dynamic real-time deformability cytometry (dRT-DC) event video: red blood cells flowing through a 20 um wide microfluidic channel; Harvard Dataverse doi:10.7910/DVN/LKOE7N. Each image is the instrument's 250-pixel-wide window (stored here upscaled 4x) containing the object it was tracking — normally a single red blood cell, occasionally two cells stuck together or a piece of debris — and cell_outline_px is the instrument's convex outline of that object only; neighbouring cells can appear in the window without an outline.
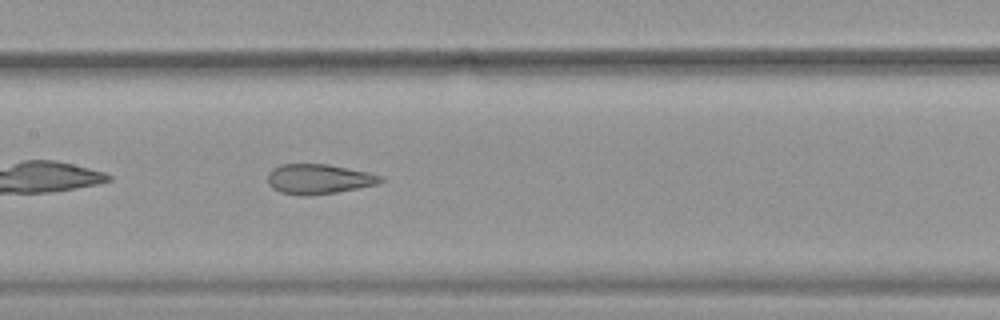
{"species": "common noctule bat (a hibernating species)", "species_latin": "Nyctalus noctula", "temperature_condition": "warm", "stored_images_in_passage": 33, "camera_frame_rate_fps": 3000, "um_per_image_px": 0.085, "animal": {"sex": "female", "body_mass_g": 19.9}, "frame": {"image": 1, "passage_image": 10, "time_ms": 3.0, "image_size_px": [1000, 320], "cell_outline_px": [[384, 180], [380, 184], [336, 192], [308, 196], [300, 196], [280, 192], [272, 188], [268, 184], [268, 172], [272, 168], [280, 164], [328, 164], [368, 172], [384, 176]], "centroid_in_image_um": [27.09, 15.22], "position_along_channel_um": 180.3, "area_um2": 19.94}}
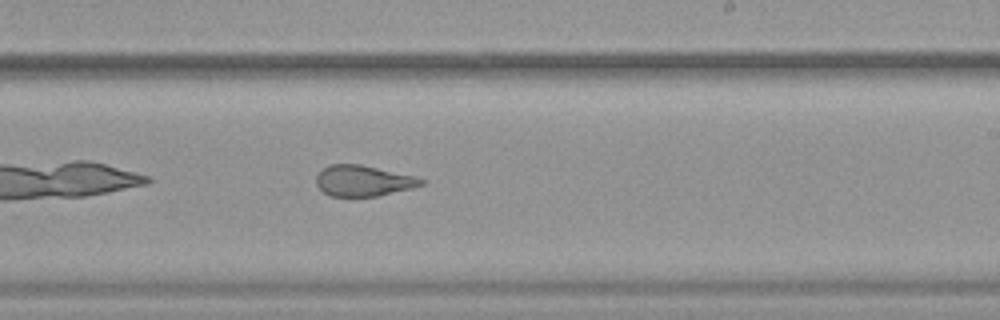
{"frame": {"image": 2, "passage_image": 16, "time_ms": 5.0, "image_size_px": [1000, 320], "cell_outline_px": [[424, 184], [412, 188], [376, 196], [332, 196], [324, 192], [316, 184], [316, 176], [328, 164], [360, 164], [412, 176], [424, 180]], "centroid_in_image_um": [30.84, 15.36], "position_along_channel_um": 258.2, "area_um2": 18.5}}
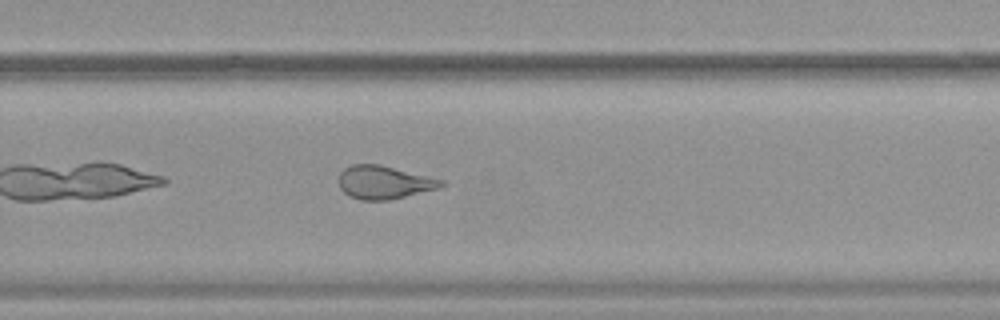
{"frame": {"image": 3, "passage_image": 19, "time_ms": 6.0, "image_size_px": [1000, 320], "cell_outline_px": [[448, 184], [440, 188], [388, 200], [360, 200], [348, 196], [340, 188], [340, 172], [344, 168], [352, 164], [380, 164], [444, 180]], "centroid_in_image_um": [32.66, 15.5], "position_along_channel_um": 297.1, "area_um2": 19.88}, "authors_computed_cell_mechanics": {"area_um2": 20.0566, "velocity_mm_per_s": 3.9108, "shape_relaxation_time_tau1_ms": null, "shape_relaxation_time_tau2_ms": 1.3902, "deformation_change_tau1": null, "deformation_change_tau2": 0.1012}}